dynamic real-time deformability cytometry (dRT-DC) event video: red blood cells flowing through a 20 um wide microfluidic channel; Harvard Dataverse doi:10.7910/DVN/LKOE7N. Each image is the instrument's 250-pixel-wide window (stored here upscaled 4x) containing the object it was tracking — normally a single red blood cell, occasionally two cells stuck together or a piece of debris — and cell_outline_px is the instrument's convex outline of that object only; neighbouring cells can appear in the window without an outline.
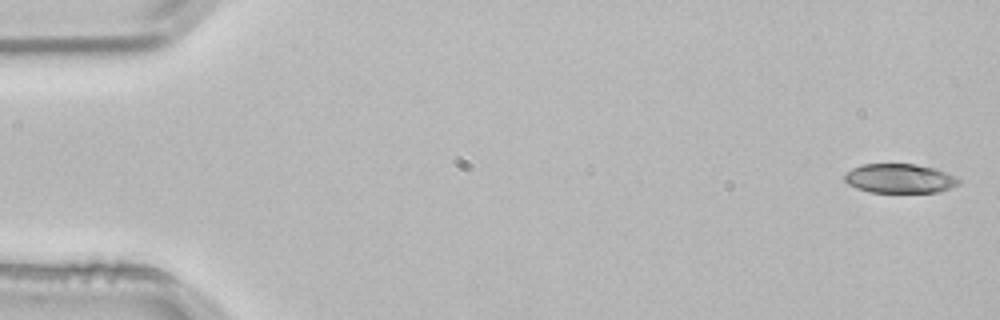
{"species": "common noctule bat (a hibernating species)", "species_latin": "Nyctalus noctula", "temperature_condition": "room temperature", "stored_images_in_passage": 3, "camera_frame_rate_fps": 3000, "um_per_image_px": 0.085, "animal": {"sex": "male", "body_mass_g": 21.5, "forearm_length_mm": 52.0}, "frame": {"image": 1, "passage_image": 1, "time_ms": 0.0, "image_size_px": [1000, 320], "cell_outline_px": [[960, 184], [952, 188], [940, 192], [868, 192], [856, 188], [848, 184], [844, 180], [844, 172], [852, 168], [864, 164], [912, 164], [936, 168], [948, 172], [960, 180]], "centroid_in_image_um": [76.48, 15.17], "position_along_channel_um": 8.5, "area_um2": 19.71}}
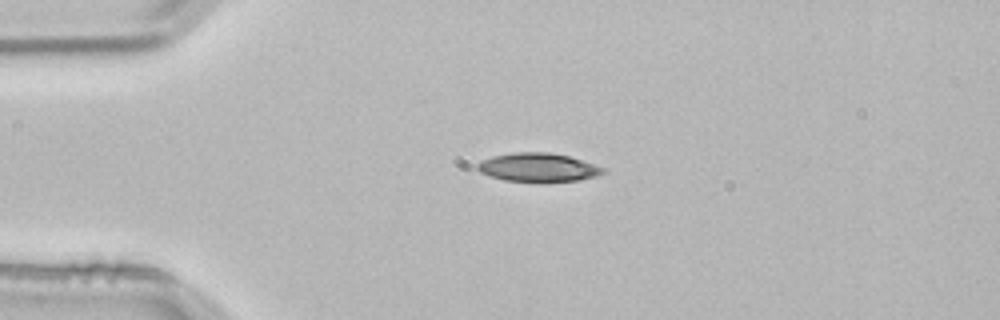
{"frame": {"image": 2, "passage_image": 3, "time_ms": 0.667, "image_size_px": [1000, 320], "cell_outline_px": [[604, 172], [596, 176], [580, 180], [548, 184], [504, 180], [480, 172], [476, 168], [476, 164], [480, 160], [492, 156], [516, 152], [548, 152], [568, 156], [604, 168]], "centroid_in_image_um": [45.7, 14.26], "position_along_channel_um": 39.3, "area_um2": 21.39}}